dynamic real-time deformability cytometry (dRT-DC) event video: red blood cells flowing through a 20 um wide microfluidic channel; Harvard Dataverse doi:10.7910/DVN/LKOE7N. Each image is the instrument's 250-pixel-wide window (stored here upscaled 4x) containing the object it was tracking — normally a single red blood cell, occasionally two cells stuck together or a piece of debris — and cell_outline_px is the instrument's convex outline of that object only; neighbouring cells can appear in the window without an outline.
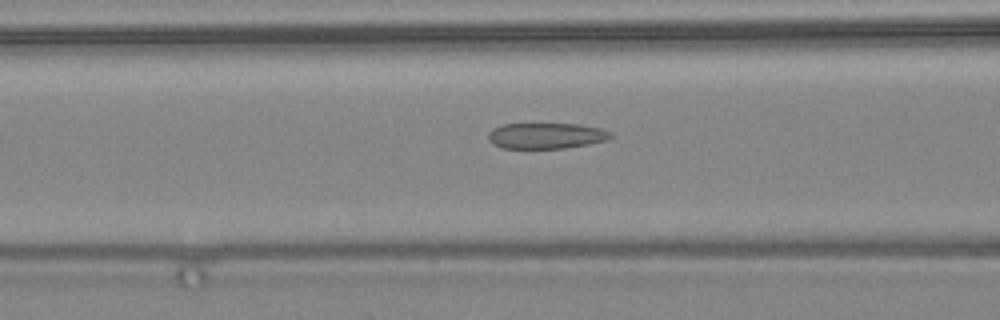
{"species": "common noctule bat (a hibernating species)", "species_latin": "Nyctalus noctula", "temperature_condition": "warm", "stored_images_in_passage": 47, "camera_frame_rate_fps": 3000, "um_per_image_px": 0.085, "animal": {"sex": "female", "body_mass_g": 24.6, "forearm_length_mm": 56.2}, "frame": {"image": 1, "passage_image": 20, "time_ms": 6.333, "image_size_px": [1000, 320], "cell_outline_px": [[612, 136], [604, 140], [588, 144], [564, 148], [500, 148], [492, 144], [488, 140], [488, 132], [492, 128], [504, 124], [576, 124], [600, 128], [612, 132]], "centroid_in_image_um": [46.36, 11.54], "position_along_channel_um": 120.2, "area_um2": 18.38}}
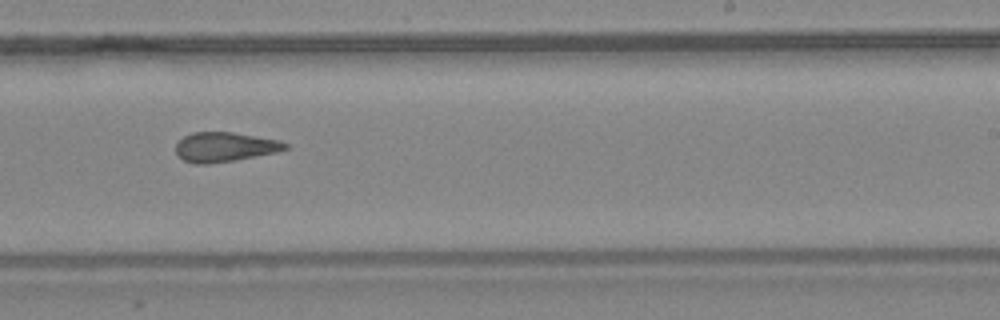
{"frame": {"image": 2, "passage_image": 30, "time_ms": 9.667, "image_size_px": [1000, 320], "cell_outline_px": [[288, 148], [276, 152], [236, 160], [208, 164], [196, 164], [184, 160], [176, 152], [176, 144], [184, 136], [192, 132], [232, 132], [280, 140], [288, 144]], "centroid_in_image_um": [19.11, 12.49], "position_along_channel_um": 269.9, "area_um2": 18.79}}
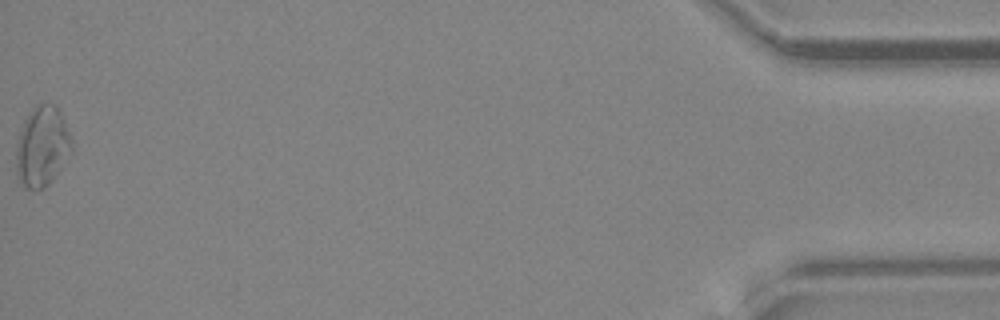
{"frame": {"image": 3, "passage_image": 47, "time_ms": 15.333, "image_size_px": [1000, 320], "cell_outline_px": [[72, 152], [48, 184], [44, 188], [28, 188], [20, 184], [16, 176], [16, 148], [20, 132], [24, 120], [28, 112], [36, 104], [56, 104], [60, 112], [72, 140]], "centroid_in_image_um": [3.56, 12.43], "position_along_channel_um": 431.6, "area_um2": 25.84}, "authors_computed_cell_mechanics": {"area_um2": 20.8658, "velocity_mm_per_s": 4.4928, "shape_relaxation_time_tau1_ms": null, "shape_relaxation_time_tau2_ms": 2.5061, "deformation_change_tau1": null, "deformation_change_tau2": 0.0966}}